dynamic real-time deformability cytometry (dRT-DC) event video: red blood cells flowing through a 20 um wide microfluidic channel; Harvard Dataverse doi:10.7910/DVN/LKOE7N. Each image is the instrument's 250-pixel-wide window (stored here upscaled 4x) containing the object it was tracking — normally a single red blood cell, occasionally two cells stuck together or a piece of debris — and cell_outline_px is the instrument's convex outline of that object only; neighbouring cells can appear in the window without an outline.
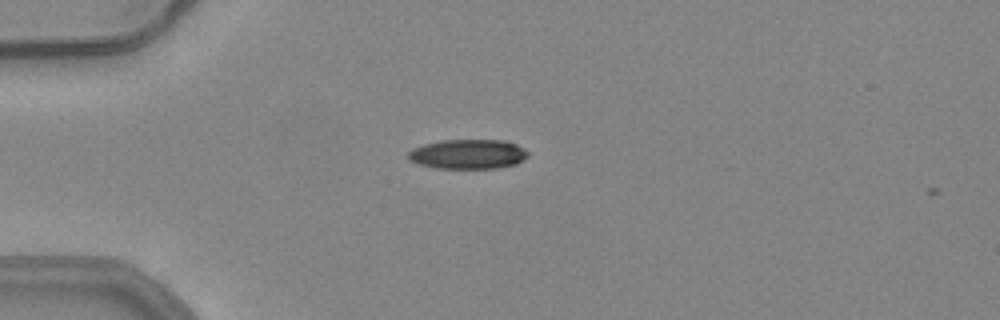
{"species": "common noctule bat (a hibernating species)", "species_latin": "Nyctalus noctula", "temperature_condition": "warm", "stored_images_in_passage": 4, "camera_frame_rate_fps": 3000, "um_per_image_px": 0.085, "animal": {"sex": "female", "body_mass_g": 24.6, "forearm_length_mm": 56.2}, "frame": {"image": 1, "passage_image": 2, "time_ms": 0.333, "image_size_px": [1000, 320], "cell_outline_px": [[528, 156], [524, 160], [516, 164], [500, 168], [436, 168], [420, 164], [408, 160], [408, 152], [412, 148], [424, 144], [440, 140], [504, 140], [516, 144], [524, 148], [528, 152]], "centroid_in_image_um": [39.79, 13.1], "position_along_channel_um": 45.2, "area_um2": 20.81}}